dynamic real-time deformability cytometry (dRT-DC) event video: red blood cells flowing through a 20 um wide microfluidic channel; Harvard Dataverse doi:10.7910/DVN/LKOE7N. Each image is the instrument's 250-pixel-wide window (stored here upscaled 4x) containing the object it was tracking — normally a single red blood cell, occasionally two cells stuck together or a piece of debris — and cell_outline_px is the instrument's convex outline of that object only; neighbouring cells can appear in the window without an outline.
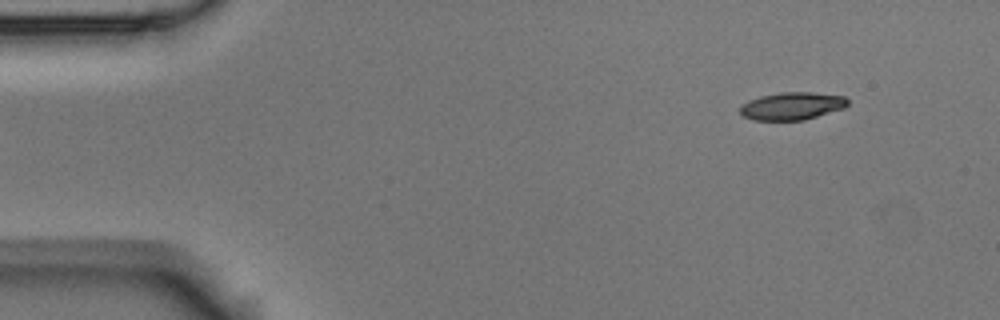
{"species": "Egyptian fruit bat (a non-hibernating species)", "species_latin": "Rousettus aegyptiacus", "temperature_condition": "room temperature", "stored_images_in_passage": 2, "camera_frame_rate_fps": 3000, "um_per_image_px": 0.085, "animal": {"sex": "male"}, "frame": {"image": 1, "passage_image": 2, "time_ms": 0.333, "image_size_px": [1000, 320], "cell_outline_px": [[848, 104], [844, 108], [804, 120], [752, 120], [744, 116], [740, 112], [740, 108], [748, 100], [760, 96], [780, 92], [812, 92], [844, 96], [848, 100]], "centroid_in_image_um": [67.33, 9.0], "position_along_channel_um": 17.7, "area_um2": 17.28}}